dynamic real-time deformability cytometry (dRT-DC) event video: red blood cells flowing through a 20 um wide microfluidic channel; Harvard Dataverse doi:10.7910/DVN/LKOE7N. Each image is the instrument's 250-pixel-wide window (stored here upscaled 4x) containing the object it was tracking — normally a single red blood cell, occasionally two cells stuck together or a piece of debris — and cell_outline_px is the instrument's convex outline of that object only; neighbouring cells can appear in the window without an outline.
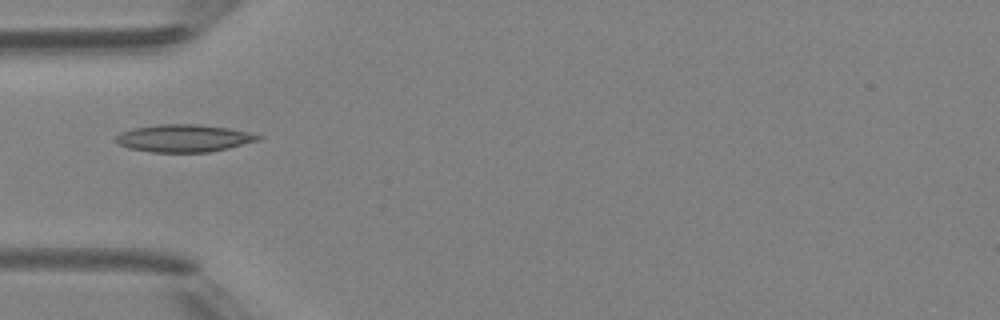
{"species": "Egyptian fruit bat (a non-hibernating species)", "species_latin": "Rousettus aegyptiacus", "temperature_condition": "room temperature", "stored_images_in_passage": 2, "camera_frame_rate_fps": 3000, "um_per_image_px": 0.085, "animal": {"sex": "female"}, "frame": {"image": 1, "passage_image": 1, "time_ms": 0.0, "image_size_px": [1000, 320], "cell_outline_px": [[264, 136], [260, 140], [228, 148], [208, 152], [152, 152], [128, 148], [120, 144], [116, 140], [116, 136], [120, 132], [132, 128], [160, 124], [196, 124], [228, 128], [248, 132]], "centroid_in_image_um": [15.63, 11.74], "position_along_channel_um": 69.4, "area_um2": 22.72}}
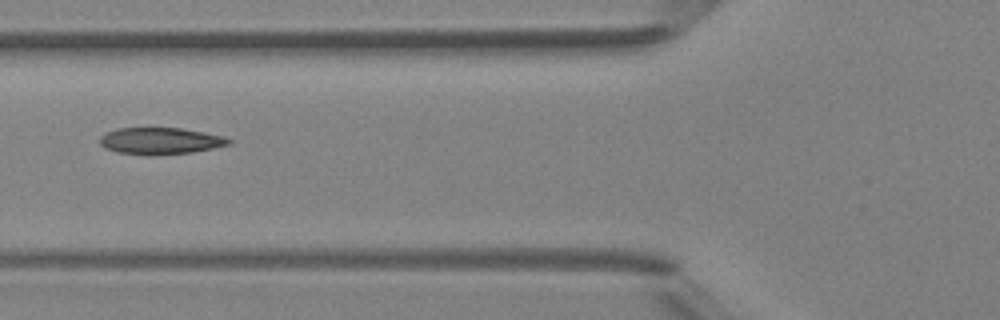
{"frame": {"image": 2, "passage_image": 2, "time_ms": 1.0, "image_size_px": [1000, 320], "cell_outline_px": [[232, 144], [192, 152], [116, 152], [104, 148], [100, 144], [100, 136], [104, 132], [116, 128], [180, 128], [204, 132], [224, 136], [232, 140]], "centroid_in_image_um": [13.64, 11.92], "position_along_channel_um": 112.2, "area_um2": 19.25}}